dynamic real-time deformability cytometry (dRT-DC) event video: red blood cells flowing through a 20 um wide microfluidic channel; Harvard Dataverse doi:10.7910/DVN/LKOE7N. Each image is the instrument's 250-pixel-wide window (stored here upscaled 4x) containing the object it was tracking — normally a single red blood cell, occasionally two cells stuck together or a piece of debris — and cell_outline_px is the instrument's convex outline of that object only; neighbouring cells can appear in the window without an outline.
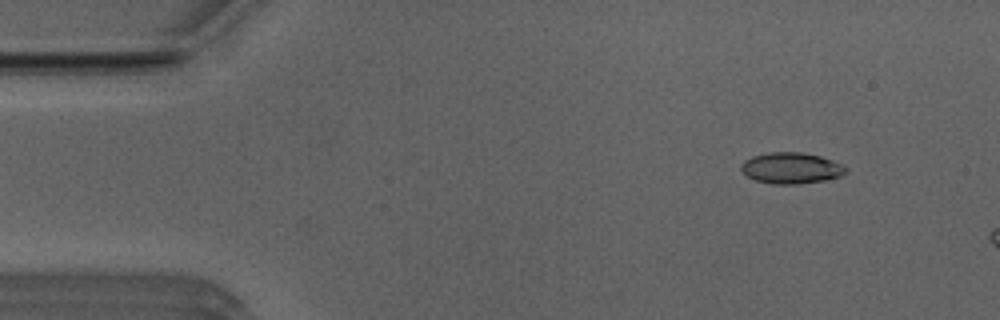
{"species": "Egyptian fruit bat (a non-hibernating species)", "species_latin": "Rousettus aegyptiacus", "temperature_condition": "room temperature", "stored_images_in_passage": 9, "camera_frame_rate_fps": 3000, "um_per_image_px": 0.085, "animal": {"sex": "male"}, "frame": {"image": 1, "passage_image": 4, "time_ms": 1.0, "image_size_px": [1000, 320], "cell_outline_px": [[848, 172], [840, 176], [824, 180], [796, 184], [772, 184], [756, 180], [748, 176], [740, 168], [740, 164], [744, 160], [752, 156], [768, 152], [804, 152], [820, 156], [844, 164], [848, 168]], "centroid_in_image_um": [67.27, 14.27], "position_along_channel_um": 17.7, "area_um2": 19.13}}